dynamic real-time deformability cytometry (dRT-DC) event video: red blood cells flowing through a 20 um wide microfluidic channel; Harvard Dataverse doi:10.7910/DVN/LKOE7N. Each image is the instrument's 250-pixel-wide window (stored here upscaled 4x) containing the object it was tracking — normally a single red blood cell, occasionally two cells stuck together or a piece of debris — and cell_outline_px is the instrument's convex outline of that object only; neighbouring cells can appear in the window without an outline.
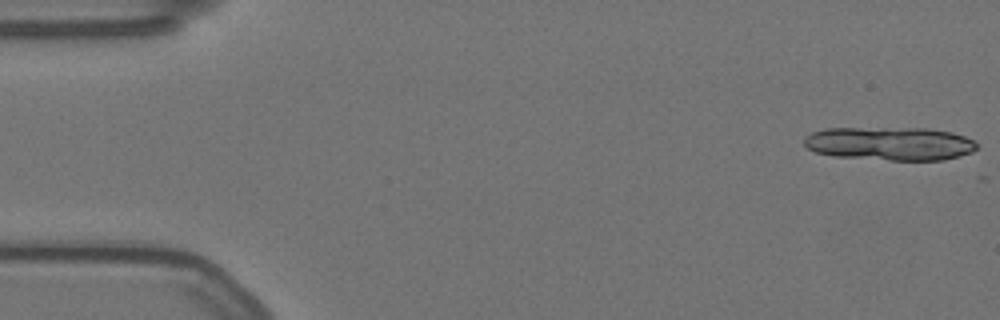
{"species": "Egyptian fruit bat (a non-hibernating species)", "species_latin": "Rousettus aegyptiacus", "temperature_condition": "warm", "stored_images_in_passage": 13, "camera_frame_rate_fps": 3000, "um_per_image_px": 0.085, "animal": {"sex": "female"}, "frame": {"image": 1, "passage_image": 1, "time_ms": 0.0, "image_size_px": [1000, 320], "cell_outline_px": [[976, 148], [972, 152], [960, 156], [944, 160], [888, 160], [836, 156], [816, 152], [808, 148], [804, 144], [804, 136], [812, 132], [824, 128], [928, 128], [952, 132], [964, 136], [972, 140], [976, 144]], "centroid_in_image_um": [75.63, 12.2], "position_along_channel_um": 9.4, "area_um2": 33.76}}